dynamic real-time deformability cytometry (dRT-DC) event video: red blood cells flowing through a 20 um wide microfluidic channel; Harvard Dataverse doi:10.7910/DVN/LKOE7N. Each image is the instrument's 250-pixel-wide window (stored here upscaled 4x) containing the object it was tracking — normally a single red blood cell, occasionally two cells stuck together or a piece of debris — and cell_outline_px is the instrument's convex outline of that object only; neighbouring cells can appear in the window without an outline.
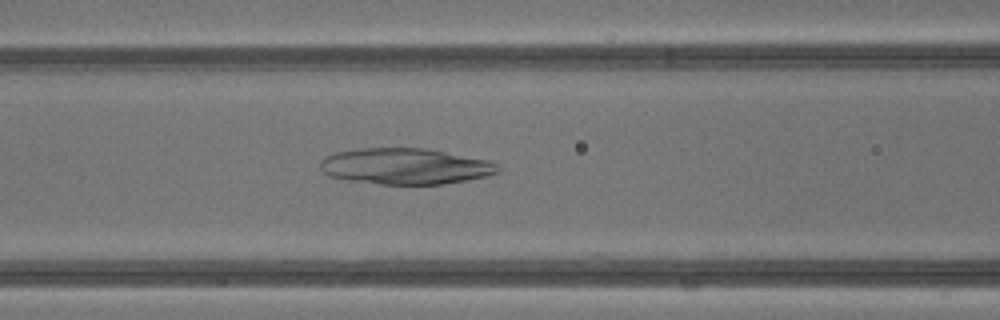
{"species": "common noctule bat (a hibernating species)", "species_latin": "Nyctalus noctula", "temperature_condition": "warm", "stored_images_in_passage": 34, "camera_frame_rate_fps": 3000, "um_per_image_px": 0.085, "animal": {"sex": "male", "body_mass_g": 13.3}, "frame": {"image": 1, "passage_image": 11, "time_ms": 3.333, "image_size_px": [1000, 320], "cell_outline_px": [[500, 172], [484, 176], [464, 180], [440, 184], [380, 184], [348, 180], [332, 176], [324, 172], [320, 168], [320, 160], [324, 156], [336, 152], [360, 148], [428, 148], [488, 160], [500, 164]], "centroid_in_image_um": [34.45, 14.12], "position_along_channel_um": 132.1, "area_um2": 37.34}}
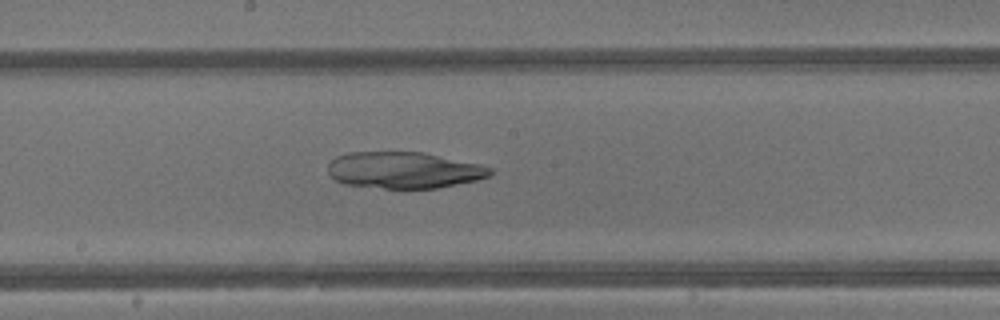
{"frame": {"image": 2, "passage_image": 16, "time_ms": 5.0, "image_size_px": [1000, 320], "cell_outline_px": [[492, 172], [488, 176], [476, 180], [436, 188], [384, 188], [344, 184], [336, 180], [328, 172], [328, 164], [336, 156], [348, 152], [424, 152], [480, 164], [492, 168]], "centroid_in_image_um": [34.32, 14.45], "position_along_channel_um": 213.9, "area_um2": 34.33}}
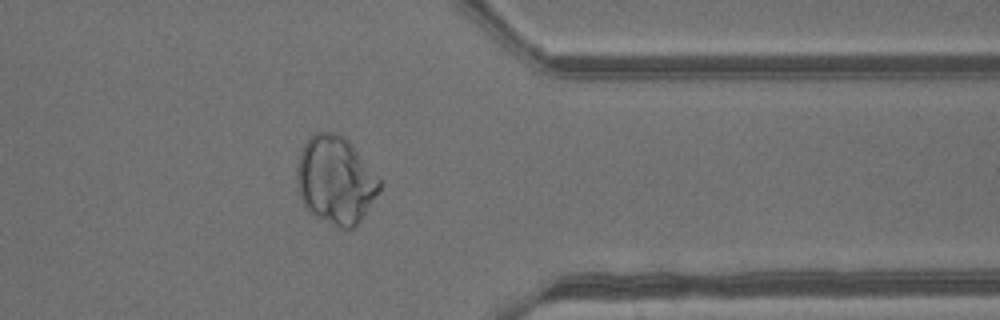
{"frame": {"image": 3, "passage_image": 27, "time_ms": 8.667, "image_size_px": [1000, 320], "cell_outline_px": [[380, 192], [356, 228], [340, 228], [308, 212], [304, 208], [300, 200], [296, 180], [296, 168], [300, 152], [304, 144], [316, 132], [340, 132], [352, 144], [380, 180]], "centroid_in_image_um": [28.51, 15.33], "position_along_channel_um": 382.9, "area_um2": 42.6}}